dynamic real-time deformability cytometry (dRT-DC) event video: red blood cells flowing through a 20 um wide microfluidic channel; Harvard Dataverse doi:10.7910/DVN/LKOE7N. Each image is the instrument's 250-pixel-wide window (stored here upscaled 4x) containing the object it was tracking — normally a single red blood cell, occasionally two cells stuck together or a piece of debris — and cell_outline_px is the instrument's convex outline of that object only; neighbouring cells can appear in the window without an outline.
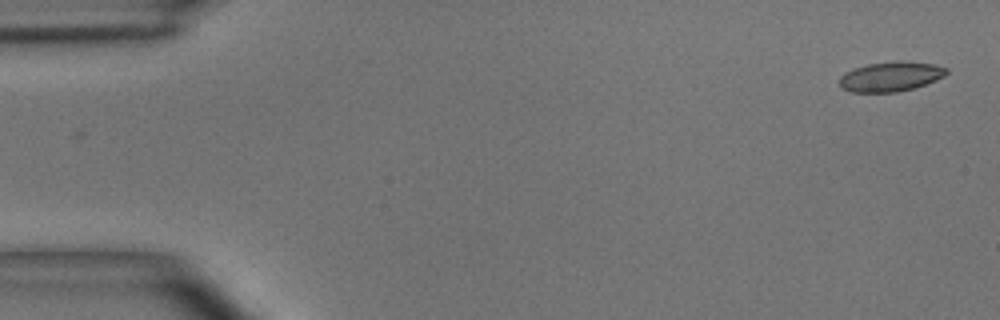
{"species": "common noctule bat (a hibernating species)", "species_latin": "Nyctalus noctula", "temperature_condition": "room temperature", "stored_images_in_passage": 47, "camera_frame_rate_fps": 3000, "um_per_image_px": 0.085, "animal": {"sex": "male", "body_mass_g": 15.6}, "frame": {"image": 1, "passage_image": 1, "time_ms": 0.0, "image_size_px": [1000, 320], "cell_outline_px": [[948, 72], [944, 76], [936, 80], [912, 88], [896, 92], [852, 92], [840, 88], [840, 76], [844, 72], [852, 68], [868, 64], [896, 60], [900, 60], [936, 64], [948, 68]], "centroid_in_image_um": [75.69, 6.49], "position_along_channel_um": 9.3, "area_um2": 18.73}}
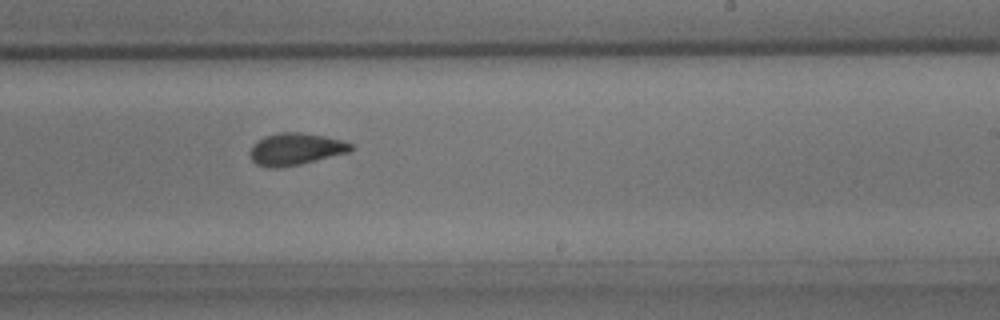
{"frame": {"image": 2, "passage_image": 30, "time_ms": 9.667, "image_size_px": [1000, 320], "cell_outline_px": [[356, 148], [348, 152], [300, 164], [276, 168], [272, 168], [256, 164], [248, 156], [248, 152], [252, 144], [256, 140], [264, 136], [280, 132], [300, 132], [324, 136], [340, 140], [352, 144]], "centroid_in_image_um": [25.07, 12.66], "position_along_channel_um": 263.9, "area_um2": 18.9}}
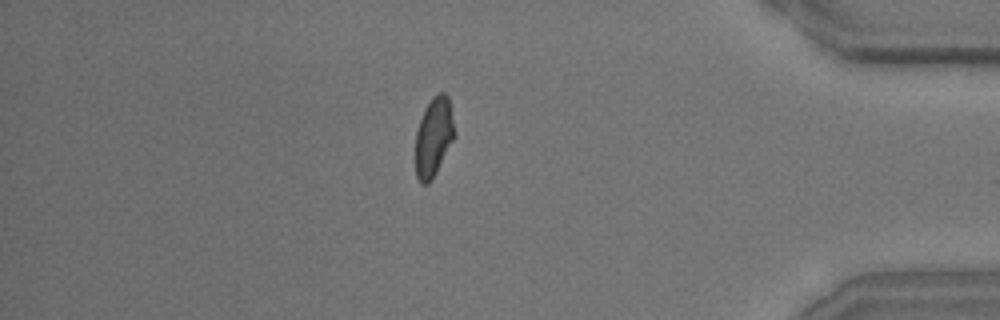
{"frame": {"image": 3, "passage_image": 43, "time_ms": 14.0, "image_size_px": [1000, 320], "cell_outline_px": [[456, 136], [436, 172], [428, 184], [420, 184], [416, 176], [416, 132], [420, 120], [432, 96], [436, 92], [444, 92], [448, 96], [456, 132]], "centroid_in_image_um": [36.88, 11.63], "position_along_channel_um": 398.3, "area_um2": 18.03}, "authors_computed_cell_mechanics": {"area_um2": 18.785, "velocity_mm_per_s": 3.9275, "shape_relaxation_time_tau1_ms": 6.6272, "shape_relaxation_time_tau2_ms": 1.0117, "deformation_change_tau1": 0.1466, "deformation_change_tau2": 0.0625}}